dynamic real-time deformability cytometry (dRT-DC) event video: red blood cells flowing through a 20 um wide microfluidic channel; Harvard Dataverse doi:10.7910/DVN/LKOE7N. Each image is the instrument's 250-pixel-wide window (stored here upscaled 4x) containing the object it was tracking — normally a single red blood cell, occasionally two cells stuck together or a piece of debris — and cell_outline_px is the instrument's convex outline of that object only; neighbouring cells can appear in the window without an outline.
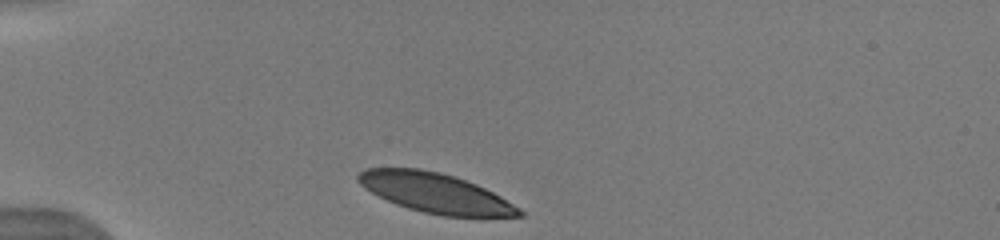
{"species": "human", "species_latin": "Homo sapiens", "temperature_condition": "warm", "stored_images_in_passage": 7, "camera_frame_rate_fps": 3000, "um_per_image_px": 0.085, "donor": {"sex": "male"}, "frame": {"image": 1, "passage_image": 1, "time_ms": 0.0, "image_size_px": [1000, 240], "cell_outline_px": [[524, 216], [444, 216], [424, 212], [408, 208], [396, 204], [364, 188], [356, 180], [356, 176], [364, 168], [420, 168], [440, 172], [476, 184], [500, 196], [520, 208], [524, 212]], "centroid_in_image_um": [36.98, 16.39], "position_along_channel_um": 48.0, "area_um2": 36.88}}